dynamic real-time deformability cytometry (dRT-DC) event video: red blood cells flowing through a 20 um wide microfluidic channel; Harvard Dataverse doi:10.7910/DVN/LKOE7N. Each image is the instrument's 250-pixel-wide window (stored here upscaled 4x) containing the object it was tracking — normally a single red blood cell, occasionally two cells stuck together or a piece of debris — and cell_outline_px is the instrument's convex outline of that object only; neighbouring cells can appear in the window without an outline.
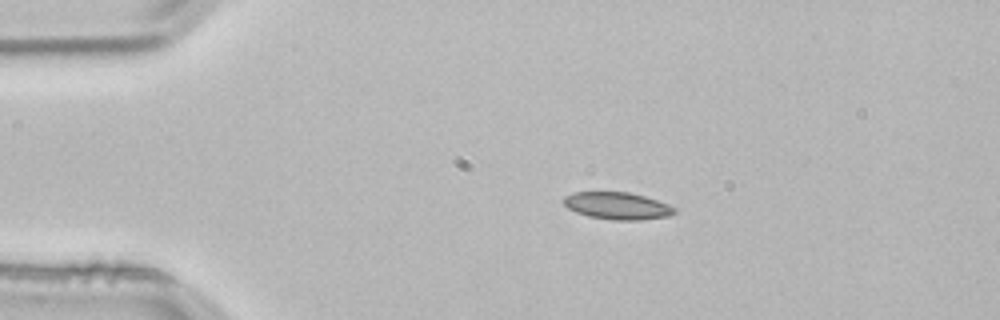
{"species": "common noctule bat (a hibernating species)", "species_latin": "Nyctalus noctula", "temperature_condition": "room temperature", "stored_images_in_passage": 3, "camera_frame_rate_fps": 3000, "um_per_image_px": 0.085, "animal": {"sex": "male", "body_mass_g": 21.5, "forearm_length_mm": 52.0}, "frame": {"image": 1, "passage_image": 2, "time_ms": 0.333, "image_size_px": [1000, 320], "cell_outline_px": [[676, 212], [668, 216], [640, 220], [612, 220], [588, 216], [576, 212], [568, 208], [564, 204], [564, 196], [576, 192], [628, 192], [644, 196], [668, 204], [676, 208]], "centroid_in_image_um": [52.48, 17.5], "position_along_channel_um": 32.5, "area_um2": 17.46}}